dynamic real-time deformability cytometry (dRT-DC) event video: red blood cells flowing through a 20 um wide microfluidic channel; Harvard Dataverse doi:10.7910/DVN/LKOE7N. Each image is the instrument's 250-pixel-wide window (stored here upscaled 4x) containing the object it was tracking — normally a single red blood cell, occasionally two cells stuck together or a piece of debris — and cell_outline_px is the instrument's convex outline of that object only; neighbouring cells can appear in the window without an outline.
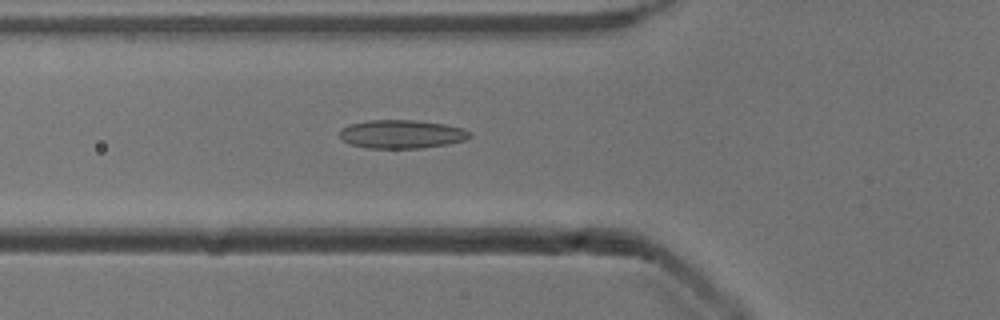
{"species": "common noctule bat (a hibernating species)", "species_latin": "Nyctalus noctula", "temperature_condition": "cold", "stored_images_in_passage": 49, "camera_frame_rate_fps": 3000, "um_per_image_px": 0.085, "animal": {"sex": "male", "body_mass_g": 13.3}, "frame": {"image": 1, "passage_image": 14, "time_ms": 4.333, "image_size_px": [1000, 320], "cell_outline_px": [[472, 136], [464, 140], [448, 144], [420, 148], [364, 148], [348, 144], [340, 136], [340, 128], [348, 124], [368, 120], [416, 120], [444, 124], [460, 128], [472, 132]], "centroid_in_image_um": [34.11, 11.4], "position_along_channel_um": 91.7, "area_um2": 21.73}}
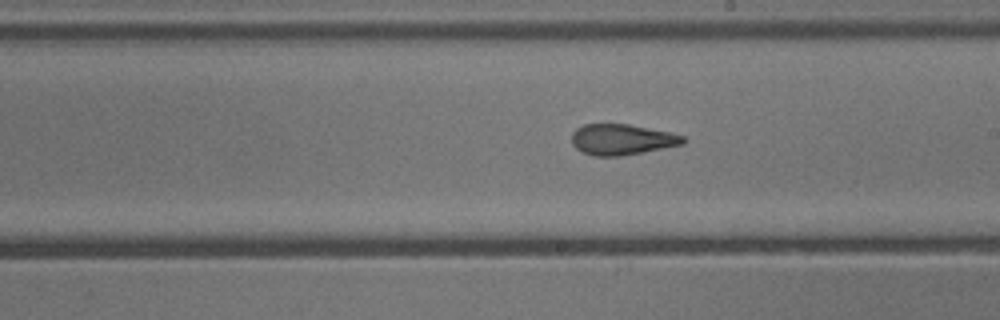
{"frame": {"image": 2, "passage_image": 25, "time_ms": 8.0, "image_size_px": [1000, 320], "cell_outline_px": [[688, 140], [684, 144], [644, 152], [620, 156], [592, 156], [580, 152], [572, 144], [572, 132], [576, 128], [584, 124], [628, 124], [668, 132], [684, 136]], "centroid_in_image_um": [52.84, 11.87], "position_along_channel_um": 236.2, "area_um2": 20.11}}
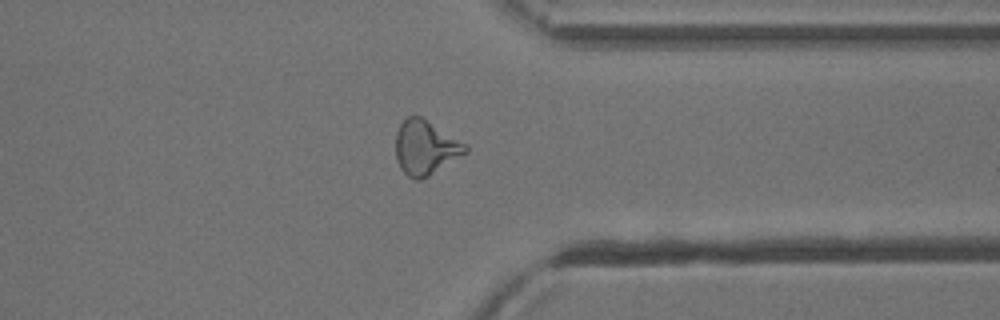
{"frame": {"image": 3, "passage_image": 36, "time_ms": 11.667, "image_size_px": [1000, 320], "cell_outline_px": [[468, 152], [428, 176], [420, 180], [416, 180], [408, 176], [400, 168], [396, 160], [396, 132], [400, 124], [408, 116], [420, 116], [468, 144]], "centroid_in_image_um": [36.17, 12.54], "position_along_channel_um": 375.2, "area_um2": 22.08}, "authors_computed_cell_mechanics": {"area_um2": 20.9814, "velocity_mm_per_s": 3.9073, "shape_relaxation_time_tau1_ms": null, "shape_relaxation_time_tau2_ms": 1.7068, "deformation_change_tau1": null, "deformation_change_tau2": 0.0975}}